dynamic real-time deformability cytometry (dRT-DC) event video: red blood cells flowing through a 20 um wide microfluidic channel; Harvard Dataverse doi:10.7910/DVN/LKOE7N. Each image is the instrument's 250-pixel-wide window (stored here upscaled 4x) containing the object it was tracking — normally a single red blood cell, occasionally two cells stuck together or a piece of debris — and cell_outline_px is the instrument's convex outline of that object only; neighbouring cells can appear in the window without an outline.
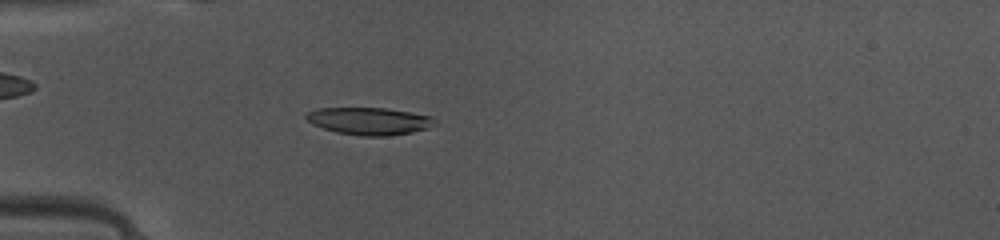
{"species": "common noctule bat (a hibernating species)", "species_latin": "Nyctalus noctula", "temperature_condition": "warm", "stored_images_in_passage": 37, "camera_frame_rate_fps": 3000, "um_per_image_px": 0.085, "animal": {"sex": "female", "body_mass_g": 10.0, "forearm_length_mm": 53.1}, "frame": {"image": 1, "passage_image": 3, "time_ms": 0.667, "image_size_px": [1000, 240], "cell_outline_px": [[436, 124], [428, 128], [412, 132], [388, 136], [364, 136], [336, 132], [312, 124], [304, 116], [308, 112], [320, 108], [384, 108], [432, 116]], "centroid_in_image_um": [31.39, 10.29], "position_along_channel_um": 53.6, "area_um2": 20.29}}
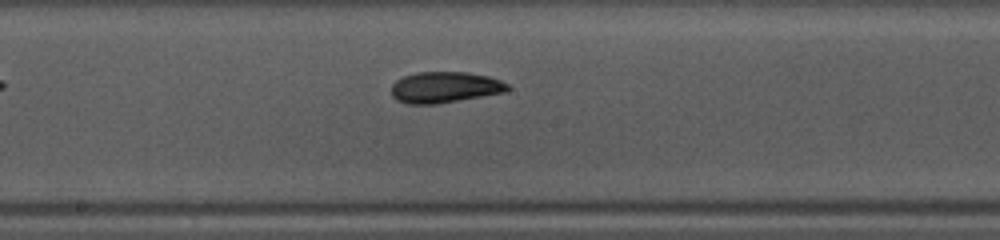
{"frame": {"image": 2, "passage_image": 15, "time_ms": 4.667, "image_size_px": [1000, 240], "cell_outline_px": [[512, 88], [508, 92], [436, 104], [408, 104], [396, 100], [392, 96], [392, 84], [396, 80], [404, 76], [416, 72], [468, 72], [488, 76], [500, 80], [508, 84]], "centroid_in_image_um": [37.84, 7.42], "position_along_channel_um": 210.4, "area_um2": 21.27}}
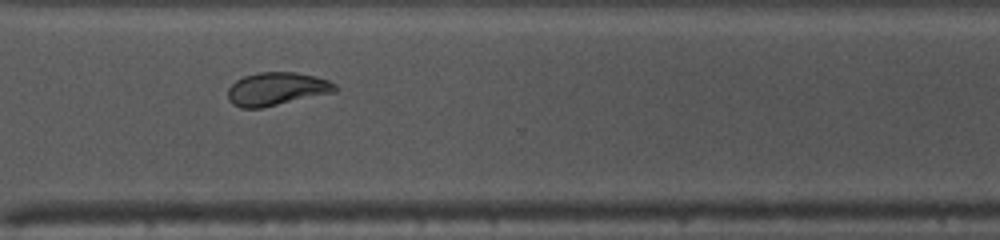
{"frame": {"image": 3, "passage_image": 25, "time_ms": 8.0, "image_size_px": [1000, 240], "cell_outline_px": [[340, 88], [336, 92], [260, 108], [240, 108], [232, 104], [228, 100], [228, 88], [236, 80], [244, 76], [260, 72], [296, 72], [328, 80], [336, 84]], "centroid_in_image_um": [23.52, 7.56], "position_along_channel_um": 347.1, "area_um2": 20.75}, "authors_computed_cell_mechanics": {"area_um2": 21.0392, "velocity_mm_per_s": 4.1189, "shape_relaxation_time_tau1_ms": 5.2434, "shape_relaxation_time_tau2_ms": 1.8929, "deformation_change_tau1": 0.1562, "deformation_change_tau2": 0.0703}}